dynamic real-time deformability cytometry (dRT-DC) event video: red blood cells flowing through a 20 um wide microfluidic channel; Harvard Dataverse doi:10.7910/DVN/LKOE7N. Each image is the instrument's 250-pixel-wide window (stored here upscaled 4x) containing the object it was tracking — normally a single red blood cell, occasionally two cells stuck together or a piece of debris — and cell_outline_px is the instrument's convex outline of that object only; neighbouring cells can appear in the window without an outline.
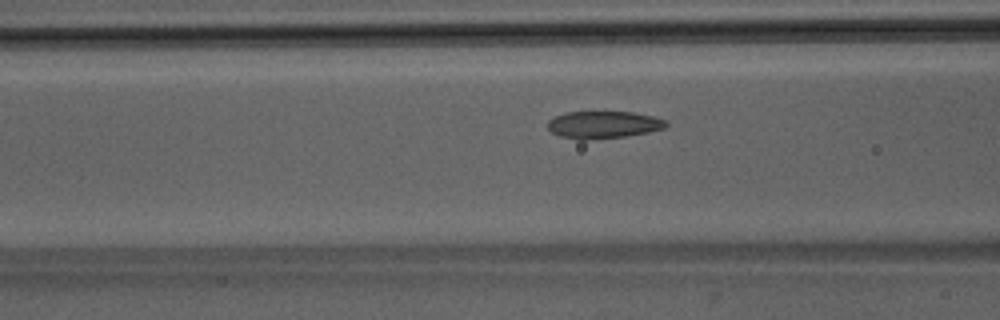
{"species": "Egyptian fruit bat (a non-hibernating species)", "species_latin": "Rousettus aegyptiacus", "temperature_condition": "room temperature", "stored_images_in_passage": 45, "camera_frame_rate_fps": 3000, "um_per_image_px": 0.085, "animal": {"sex": "male"}, "frame": {"image": 1, "passage_image": 14, "time_ms": 4.333, "image_size_px": [1000, 320], "cell_outline_px": [[668, 124], [664, 128], [648, 132], [624, 136], [584, 140], [580, 140], [560, 136], [552, 132], [548, 128], [548, 120], [564, 112], [632, 112], [652, 116], [668, 120]], "centroid_in_image_um": [51.29, 10.59], "position_along_channel_um": 115.3, "area_um2": 18.73}}
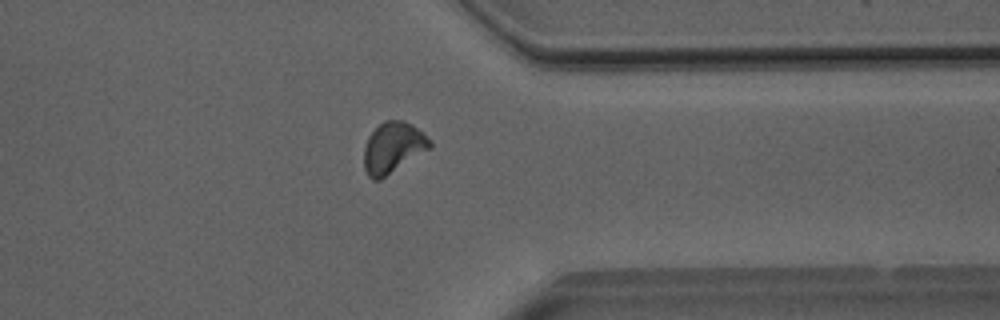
{"frame": {"image": 2, "passage_image": 34, "time_ms": 11.0, "image_size_px": [1000, 320], "cell_outline_px": [[432, 148], [380, 180], [372, 180], [368, 176], [364, 168], [364, 148], [368, 136], [384, 120], [404, 120], [412, 124], [424, 132], [432, 140]], "centroid_in_image_um": [33.44, 12.55], "position_along_channel_um": 378.0, "area_um2": 19.88}}
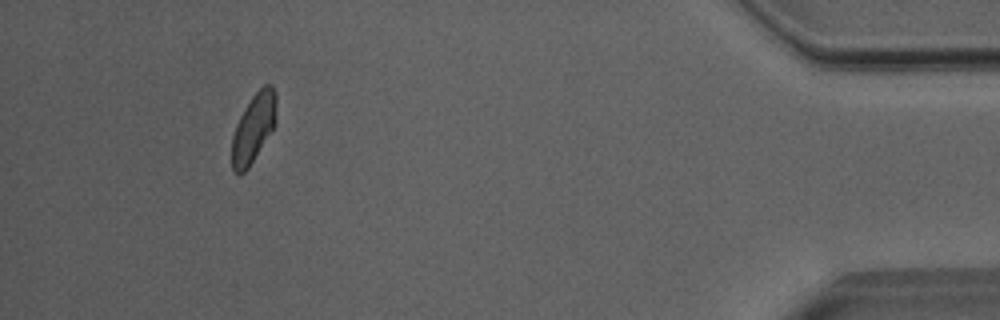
{"frame": {"image": 3, "passage_image": 41, "time_ms": 13.333, "image_size_px": [1000, 320], "cell_outline_px": [[276, 124], [248, 168], [240, 176], [232, 172], [232, 136], [236, 124], [244, 108], [252, 96], [264, 84], [272, 84], [276, 92]], "centroid_in_image_um": [21.55, 10.88], "position_along_channel_um": 413.7, "area_um2": 17.98}}